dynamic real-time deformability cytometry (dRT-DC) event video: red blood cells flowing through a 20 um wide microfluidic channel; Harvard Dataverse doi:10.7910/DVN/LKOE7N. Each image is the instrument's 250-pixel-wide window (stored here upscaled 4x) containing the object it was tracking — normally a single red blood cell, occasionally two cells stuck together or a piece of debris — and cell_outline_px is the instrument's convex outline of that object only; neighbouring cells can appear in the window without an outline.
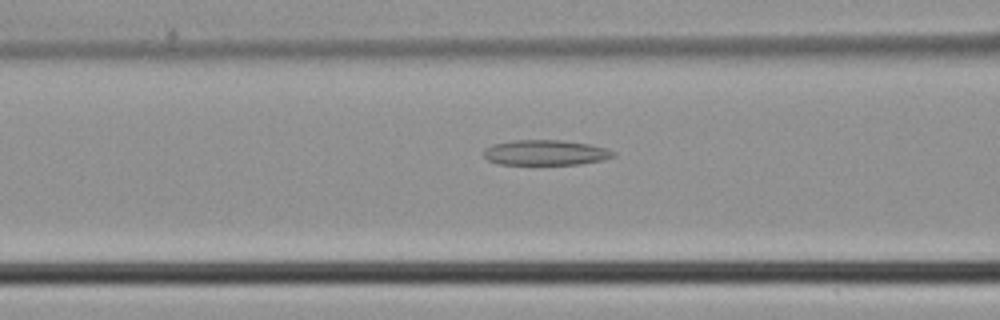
{"species": "common noctule bat (a hibernating species)", "species_latin": "Nyctalus noctula", "temperature_condition": "cold", "stored_images_in_passage": 41, "camera_frame_rate_fps": 3000, "um_per_image_px": 0.085, "animal": {"sex": "male", "body_mass_g": 21.5, "forearm_length_mm": 52.0}, "frame": {"image": 1, "passage_image": 18, "time_ms": 5.667, "image_size_px": [1000, 320], "cell_outline_px": [[616, 156], [604, 160], [580, 164], [496, 164], [488, 160], [484, 156], [484, 148], [492, 144], [512, 140], [564, 140], [588, 144], [604, 148], [616, 152]], "centroid_in_image_um": [46.36, 12.97], "position_along_channel_um": 120.2, "area_um2": 19.19}}
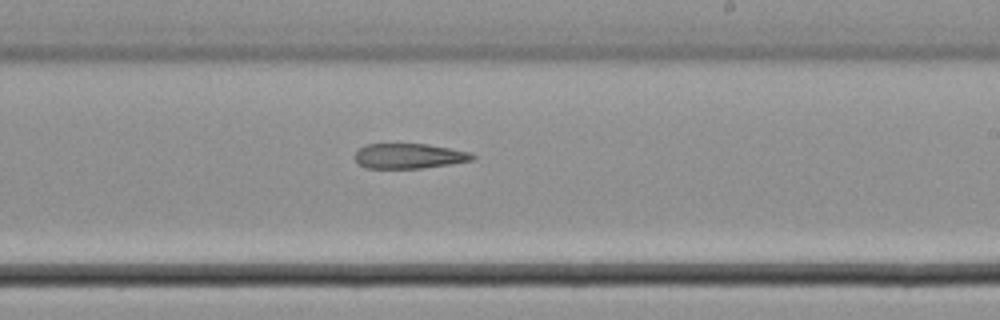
{"frame": {"image": 2, "passage_image": 27, "time_ms": 8.667, "image_size_px": [1000, 320], "cell_outline_px": [[476, 156], [472, 160], [452, 164], [420, 168], [364, 168], [356, 160], [356, 148], [364, 144], [428, 144], [468, 152]], "centroid_in_image_um": [34.73, 13.26], "position_along_channel_um": 254.3, "area_um2": 17.11}}
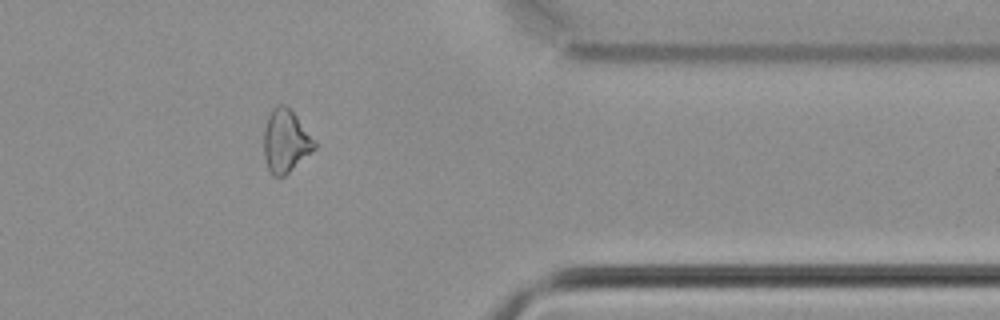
{"frame": {"image": 3, "passage_image": 37, "time_ms": 12.0, "image_size_px": [1000, 320], "cell_outline_px": [[316, 148], [312, 152], [284, 176], [272, 176], [268, 168], [264, 156], [264, 128], [268, 116], [272, 108], [276, 104], [284, 104], [292, 108], [316, 140]], "centroid_in_image_um": [24.3, 11.94], "position_along_channel_um": 387.1, "area_um2": 18.96}}